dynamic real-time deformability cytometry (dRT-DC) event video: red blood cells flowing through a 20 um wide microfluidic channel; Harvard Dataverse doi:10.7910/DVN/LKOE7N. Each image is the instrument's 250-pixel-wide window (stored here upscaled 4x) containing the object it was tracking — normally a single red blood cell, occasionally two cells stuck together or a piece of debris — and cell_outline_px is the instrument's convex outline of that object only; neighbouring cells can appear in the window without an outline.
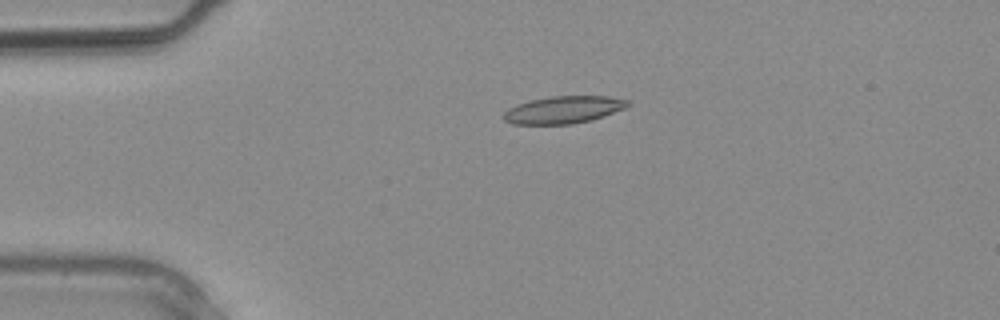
{"species": "common noctule bat (a hibernating species)", "species_latin": "Nyctalus noctula", "temperature_condition": "warm", "stored_images_in_passage": 1, "camera_frame_rate_fps": 3000, "um_per_image_px": 0.085, "animal": {"sex": "male", "body_mass_g": 20.4}, "frame": {"image": 1, "passage_image": 1, "time_ms": 0.0, "image_size_px": [1000, 320], "cell_outline_px": [[632, 104], [624, 108], [604, 116], [572, 124], [512, 124], [504, 120], [504, 112], [508, 108], [516, 104], [532, 100], [552, 96], [608, 96], [628, 100]], "centroid_in_image_um": [47.89, 9.32], "position_along_channel_um": 37.1, "area_um2": 19.65}}